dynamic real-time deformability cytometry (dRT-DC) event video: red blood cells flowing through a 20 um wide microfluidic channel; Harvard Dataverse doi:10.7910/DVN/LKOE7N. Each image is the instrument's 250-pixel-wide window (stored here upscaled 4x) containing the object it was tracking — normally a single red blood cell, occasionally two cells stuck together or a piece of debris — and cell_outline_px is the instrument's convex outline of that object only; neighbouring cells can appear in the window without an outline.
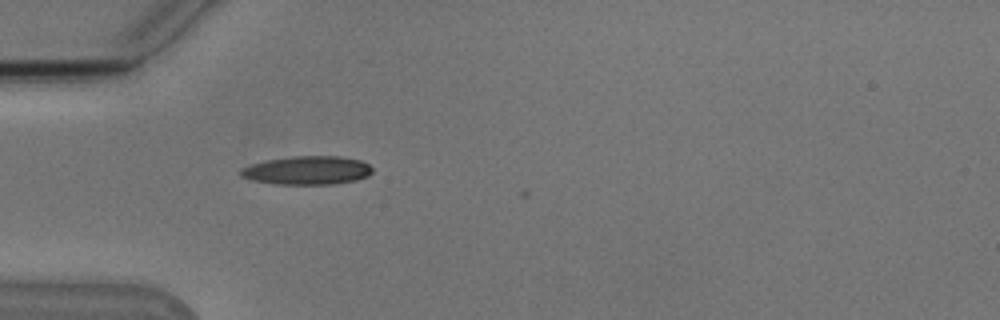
{"species": "Egyptian fruit bat (a non-hibernating species)", "species_latin": "Rousettus aegyptiacus", "temperature_condition": "cold", "stored_images_in_passage": 28, "camera_frame_rate_fps": 3000, "um_per_image_px": 0.085, "animal": {"sex": "male"}, "frame": {"image": 1, "passage_image": 1, "time_ms": 0.0, "image_size_px": [1000, 320], "cell_outline_px": [[372, 172], [368, 176], [356, 180], [332, 184], [276, 184], [256, 180], [240, 176], [240, 172], [244, 168], [252, 164], [268, 160], [296, 156], [340, 156], [360, 160], [368, 164], [372, 168]], "centroid_in_image_um": [26.18, 14.48], "position_along_channel_um": 58.8, "area_um2": 21.56}}
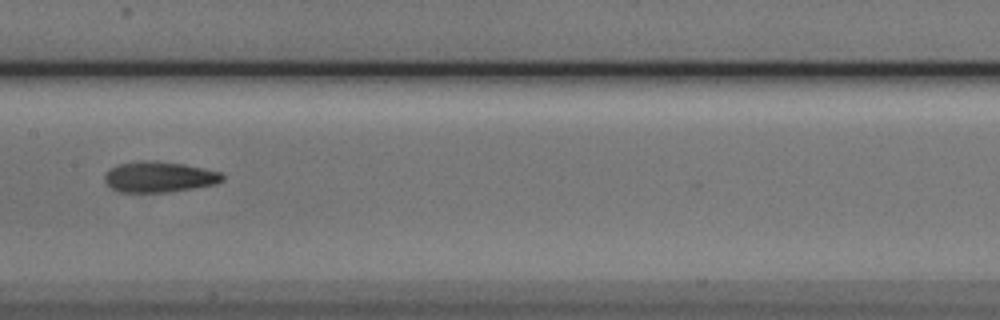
{"frame": {"image": 2, "passage_image": 12, "time_ms": 3.667, "image_size_px": [1000, 320], "cell_outline_px": [[224, 180], [216, 184], [192, 188], [164, 192], [120, 192], [112, 188], [104, 180], [104, 176], [112, 168], [120, 164], [140, 160], [156, 160], [184, 164], [204, 168], [220, 172], [224, 176]], "centroid_in_image_um": [13.55, 15.03], "position_along_channel_um": 193.8, "area_um2": 20.98}}
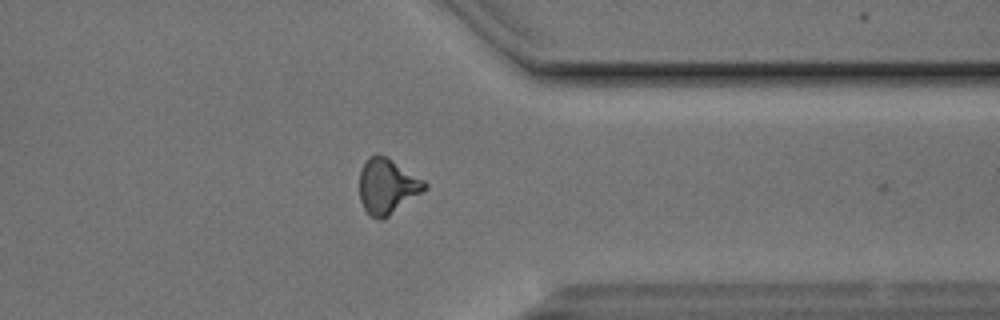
{"frame": {"image": 3, "passage_image": 27, "time_ms": 8.667, "image_size_px": [1000, 320], "cell_outline_px": [[428, 188], [384, 220], [380, 220], [372, 216], [364, 208], [360, 200], [360, 172], [368, 156], [376, 152], [392, 160], [424, 180], [428, 184]], "centroid_in_image_um": [32.92, 15.83], "position_along_channel_um": 378.5, "area_um2": 20.98}}